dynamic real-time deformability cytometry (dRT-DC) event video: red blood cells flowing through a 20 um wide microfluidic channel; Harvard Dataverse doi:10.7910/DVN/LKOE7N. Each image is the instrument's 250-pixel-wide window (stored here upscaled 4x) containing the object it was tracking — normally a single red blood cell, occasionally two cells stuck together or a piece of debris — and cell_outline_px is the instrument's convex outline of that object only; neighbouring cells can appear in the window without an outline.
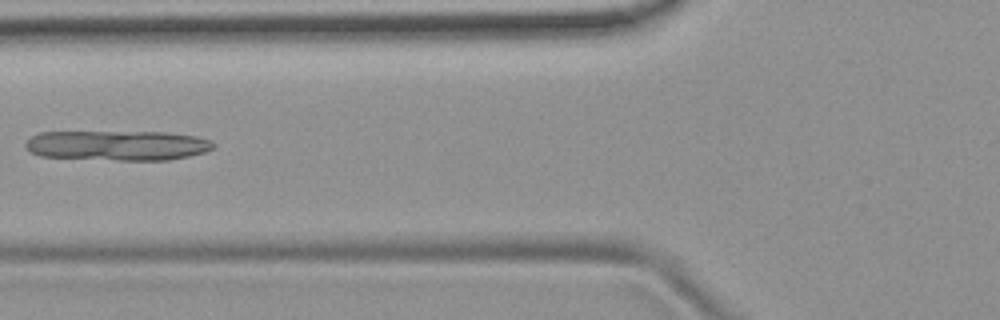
{"species": "common noctule bat (a hibernating species)", "species_latin": "Nyctalus noctula", "temperature_condition": "room temperature", "stored_images_in_passage": 7, "camera_frame_rate_fps": 3000, "um_per_image_px": 0.085, "animal": {"sex": "female", "body_mass_g": 19.9}, "frame": {"image": 1, "passage_image": 6, "time_ms": 6.0, "image_size_px": [1000, 320], "cell_outline_px": [[216, 144], [212, 148], [204, 152], [188, 156], [168, 160], [116, 160], [40, 156], [28, 152], [24, 148], [24, 144], [32, 136], [40, 132], [164, 132], [196, 136], [208, 140]], "centroid_in_image_um": [9.94, 12.36], "position_along_channel_um": 115.9, "area_um2": 32.83}}
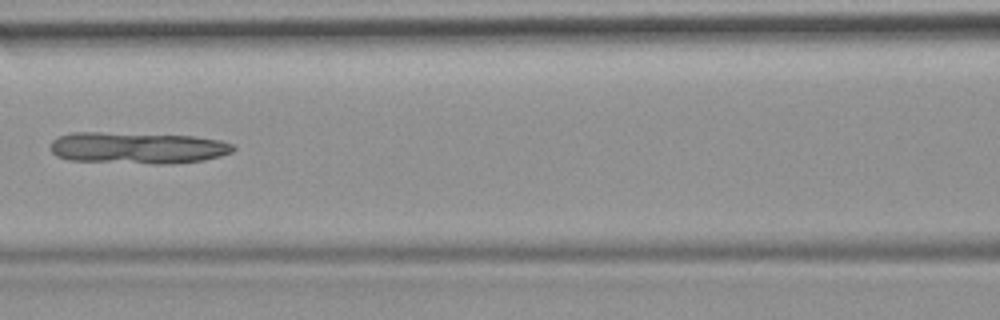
{"frame": {"image": 2, "passage_image": 7, "time_ms": 7.0, "image_size_px": [1000, 320], "cell_outline_px": [[236, 148], [232, 152], [220, 156], [204, 160], [168, 164], [152, 164], [68, 160], [56, 156], [52, 152], [52, 140], [60, 136], [72, 132], [100, 132], [192, 136], [220, 140], [232, 144]], "centroid_in_image_um": [11.69, 12.57], "position_along_channel_um": 154.9, "area_um2": 33.7}}